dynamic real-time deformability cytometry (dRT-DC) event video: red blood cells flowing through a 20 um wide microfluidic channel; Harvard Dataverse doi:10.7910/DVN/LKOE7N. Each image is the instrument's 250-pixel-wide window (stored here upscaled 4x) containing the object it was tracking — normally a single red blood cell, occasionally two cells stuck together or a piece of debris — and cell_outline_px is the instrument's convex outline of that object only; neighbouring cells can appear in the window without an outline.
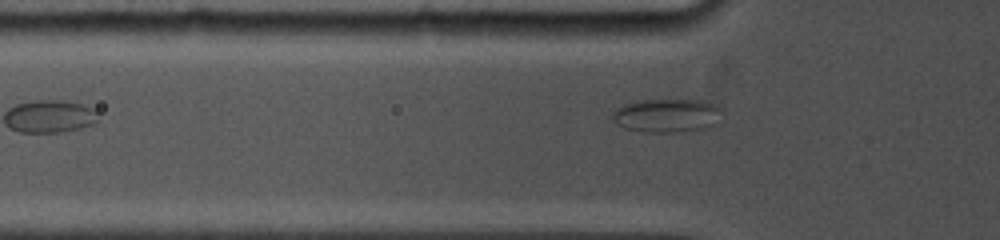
{"species": "common noctule bat (a hibernating species)", "species_latin": "Nyctalus noctula", "temperature_condition": "cold", "stored_images_in_passage": 5, "camera_frame_rate_fps": 5000, "um_per_image_px": 0.085, "animal": {"sex": "female", "body_mass_g": 19.0, "forearm_length_mm": 53.3}, "frame": {"image": 1, "passage_image": 5, "time_ms": 4.0, "image_size_px": [1000, 240], "cell_outline_px": [[724, 108], [712, 124], [708, 128], [676, 132], [644, 132], [624, 128], [612, 120], [612, 112], [616, 108], [624, 104], [640, 100], [708, 100]], "centroid_in_image_um": [56.67, 9.8], "position_along_channel_um": 69.1, "area_um2": 21.56}}